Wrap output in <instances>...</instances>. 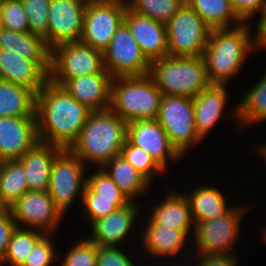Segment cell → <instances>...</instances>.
<instances>
[{
  "instance_id": "44dd1931",
  "label": "cell",
  "mask_w": 266,
  "mask_h": 266,
  "mask_svg": "<svg viewBox=\"0 0 266 266\" xmlns=\"http://www.w3.org/2000/svg\"><path fill=\"white\" fill-rule=\"evenodd\" d=\"M112 76L95 73L67 79L61 86L92 112L110 108Z\"/></svg>"
},
{
  "instance_id": "7a4b0ae2",
  "label": "cell",
  "mask_w": 266,
  "mask_h": 266,
  "mask_svg": "<svg viewBox=\"0 0 266 266\" xmlns=\"http://www.w3.org/2000/svg\"><path fill=\"white\" fill-rule=\"evenodd\" d=\"M252 26L244 23L236 28L212 29L203 54L211 84H228L243 69L248 55L257 50Z\"/></svg>"
},
{
  "instance_id": "836d02e7",
  "label": "cell",
  "mask_w": 266,
  "mask_h": 266,
  "mask_svg": "<svg viewBox=\"0 0 266 266\" xmlns=\"http://www.w3.org/2000/svg\"><path fill=\"white\" fill-rule=\"evenodd\" d=\"M82 215L90 225L103 217L108 216L118 208L128 205L130 199H105L96 198V194L86 185L82 196Z\"/></svg>"
},
{
  "instance_id": "f546056e",
  "label": "cell",
  "mask_w": 266,
  "mask_h": 266,
  "mask_svg": "<svg viewBox=\"0 0 266 266\" xmlns=\"http://www.w3.org/2000/svg\"><path fill=\"white\" fill-rule=\"evenodd\" d=\"M211 29L236 28L245 22L237 15L230 0H185Z\"/></svg>"
},
{
  "instance_id": "b9f144b4",
  "label": "cell",
  "mask_w": 266,
  "mask_h": 266,
  "mask_svg": "<svg viewBox=\"0 0 266 266\" xmlns=\"http://www.w3.org/2000/svg\"><path fill=\"white\" fill-rule=\"evenodd\" d=\"M230 2L237 15L245 23L252 22L256 15L260 19L266 13V0H230Z\"/></svg>"
},
{
  "instance_id": "603a6c76",
  "label": "cell",
  "mask_w": 266,
  "mask_h": 266,
  "mask_svg": "<svg viewBox=\"0 0 266 266\" xmlns=\"http://www.w3.org/2000/svg\"><path fill=\"white\" fill-rule=\"evenodd\" d=\"M227 84H210L193 98L197 133L204 140L222 117L228 104Z\"/></svg>"
},
{
  "instance_id": "d4e9b609",
  "label": "cell",
  "mask_w": 266,
  "mask_h": 266,
  "mask_svg": "<svg viewBox=\"0 0 266 266\" xmlns=\"http://www.w3.org/2000/svg\"><path fill=\"white\" fill-rule=\"evenodd\" d=\"M201 184L192 187V190L190 188L189 192H183L189 202L194 224L220 218L235 207L234 204L228 205L229 202L226 200L228 197L221 189Z\"/></svg>"
},
{
  "instance_id": "f907efd6",
  "label": "cell",
  "mask_w": 266,
  "mask_h": 266,
  "mask_svg": "<svg viewBox=\"0 0 266 266\" xmlns=\"http://www.w3.org/2000/svg\"><path fill=\"white\" fill-rule=\"evenodd\" d=\"M3 29V24L1 22V16H0V31Z\"/></svg>"
},
{
  "instance_id": "ab89813d",
  "label": "cell",
  "mask_w": 266,
  "mask_h": 266,
  "mask_svg": "<svg viewBox=\"0 0 266 266\" xmlns=\"http://www.w3.org/2000/svg\"><path fill=\"white\" fill-rule=\"evenodd\" d=\"M51 236V237H50ZM53 234H45L34 246L22 266H51L58 260V253L52 241Z\"/></svg>"
},
{
  "instance_id": "ee69618b",
  "label": "cell",
  "mask_w": 266,
  "mask_h": 266,
  "mask_svg": "<svg viewBox=\"0 0 266 266\" xmlns=\"http://www.w3.org/2000/svg\"><path fill=\"white\" fill-rule=\"evenodd\" d=\"M16 227L10 208L0 210V262L7 252L8 244Z\"/></svg>"
},
{
  "instance_id": "ffe728a7",
  "label": "cell",
  "mask_w": 266,
  "mask_h": 266,
  "mask_svg": "<svg viewBox=\"0 0 266 266\" xmlns=\"http://www.w3.org/2000/svg\"><path fill=\"white\" fill-rule=\"evenodd\" d=\"M163 185L164 196L161 195L159 202L152 203L151 211L147 214L150 215L144 223H157L182 230L192 239L195 224L186 196L179 190H170L172 187L165 190V183Z\"/></svg>"
},
{
  "instance_id": "4dcf8cb0",
  "label": "cell",
  "mask_w": 266,
  "mask_h": 266,
  "mask_svg": "<svg viewBox=\"0 0 266 266\" xmlns=\"http://www.w3.org/2000/svg\"><path fill=\"white\" fill-rule=\"evenodd\" d=\"M28 191L26 174L19 160L0 161V195L10 207Z\"/></svg>"
},
{
  "instance_id": "e575fe53",
  "label": "cell",
  "mask_w": 266,
  "mask_h": 266,
  "mask_svg": "<svg viewBox=\"0 0 266 266\" xmlns=\"http://www.w3.org/2000/svg\"><path fill=\"white\" fill-rule=\"evenodd\" d=\"M120 154L151 184L155 179L156 174H165V171L147 152H145L142 148L133 145L128 139H126Z\"/></svg>"
},
{
  "instance_id": "e0dca14e",
  "label": "cell",
  "mask_w": 266,
  "mask_h": 266,
  "mask_svg": "<svg viewBox=\"0 0 266 266\" xmlns=\"http://www.w3.org/2000/svg\"><path fill=\"white\" fill-rule=\"evenodd\" d=\"M140 236L138 237L139 246H143V251H146V255L151 258L165 260L170 258L176 263V258L185 254L192 253V239L182 230L174 229L165 225L157 223H144ZM188 245L190 248H188ZM185 248V249H184ZM176 255V256H175ZM156 257V258H155ZM158 257V258H157Z\"/></svg>"
},
{
  "instance_id": "484cf974",
  "label": "cell",
  "mask_w": 266,
  "mask_h": 266,
  "mask_svg": "<svg viewBox=\"0 0 266 266\" xmlns=\"http://www.w3.org/2000/svg\"><path fill=\"white\" fill-rule=\"evenodd\" d=\"M0 48L18 52L35 62L48 76L51 68V48L44 38L29 32H14L3 28L0 31Z\"/></svg>"
},
{
  "instance_id": "9a60e30c",
  "label": "cell",
  "mask_w": 266,
  "mask_h": 266,
  "mask_svg": "<svg viewBox=\"0 0 266 266\" xmlns=\"http://www.w3.org/2000/svg\"><path fill=\"white\" fill-rule=\"evenodd\" d=\"M127 139L147 152L166 171L170 163L183 158L171 145L166 132L156 119L130 121ZM176 160V161H175Z\"/></svg>"
},
{
  "instance_id": "ba28073f",
  "label": "cell",
  "mask_w": 266,
  "mask_h": 266,
  "mask_svg": "<svg viewBox=\"0 0 266 266\" xmlns=\"http://www.w3.org/2000/svg\"><path fill=\"white\" fill-rule=\"evenodd\" d=\"M95 73H108L102 51L81 41L61 43L51 49L52 83L61 86L67 79Z\"/></svg>"
},
{
  "instance_id": "1f68e13d",
  "label": "cell",
  "mask_w": 266,
  "mask_h": 266,
  "mask_svg": "<svg viewBox=\"0 0 266 266\" xmlns=\"http://www.w3.org/2000/svg\"><path fill=\"white\" fill-rule=\"evenodd\" d=\"M45 234L37 229L16 227L8 244L7 252L0 262V266L6 263L8 266H22L35 244Z\"/></svg>"
},
{
  "instance_id": "30bf717a",
  "label": "cell",
  "mask_w": 266,
  "mask_h": 266,
  "mask_svg": "<svg viewBox=\"0 0 266 266\" xmlns=\"http://www.w3.org/2000/svg\"><path fill=\"white\" fill-rule=\"evenodd\" d=\"M87 166L70 150L62 149L51 168L48 193L65 214L75 200L82 199L87 183Z\"/></svg>"
},
{
  "instance_id": "3957f363",
  "label": "cell",
  "mask_w": 266,
  "mask_h": 266,
  "mask_svg": "<svg viewBox=\"0 0 266 266\" xmlns=\"http://www.w3.org/2000/svg\"><path fill=\"white\" fill-rule=\"evenodd\" d=\"M127 124L110 108L91 112L70 150L86 166L94 163L101 169L120 154L127 139Z\"/></svg>"
},
{
  "instance_id": "5bb4252c",
  "label": "cell",
  "mask_w": 266,
  "mask_h": 266,
  "mask_svg": "<svg viewBox=\"0 0 266 266\" xmlns=\"http://www.w3.org/2000/svg\"><path fill=\"white\" fill-rule=\"evenodd\" d=\"M88 0H51L49 7L47 45L80 41Z\"/></svg>"
},
{
  "instance_id": "4316f807",
  "label": "cell",
  "mask_w": 266,
  "mask_h": 266,
  "mask_svg": "<svg viewBox=\"0 0 266 266\" xmlns=\"http://www.w3.org/2000/svg\"><path fill=\"white\" fill-rule=\"evenodd\" d=\"M101 169L131 201L138 202L139 196L146 195L152 188V184L121 154L115 156Z\"/></svg>"
},
{
  "instance_id": "6da1fadb",
  "label": "cell",
  "mask_w": 266,
  "mask_h": 266,
  "mask_svg": "<svg viewBox=\"0 0 266 266\" xmlns=\"http://www.w3.org/2000/svg\"><path fill=\"white\" fill-rule=\"evenodd\" d=\"M91 112L62 86L48 80L36 95L39 141L70 149Z\"/></svg>"
},
{
  "instance_id": "ac0fdd59",
  "label": "cell",
  "mask_w": 266,
  "mask_h": 266,
  "mask_svg": "<svg viewBox=\"0 0 266 266\" xmlns=\"http://www.w3.org/2000/svg\"><path fill=\"white\" fill-rule=\"evenodd\" d=\"M38 141L36 117H0V161L19 160Z\"/></svg>"
},
{
  "instance_id": "681fc988",
  "label": "cell",
  "mask_w": 266,
  "mask_h": 266,
  "mask_svg": "<svg viewBox=\"0 0 266 266\" xmlns=\"http://www.w3.org/2000/svg\"><path fill=\"white\" fill-rule=\"evenodd\" d=\"M264 233H261V234H263V238L262 239H264L265 240V242H266V229H264V230H262Z\"/></svg>"
},
{
  "instance_id": "5b68a950",
  "label": "cell",
  "mask_w": 266,
  "mask_h": 266,
  "mask_svg": "<svg viewBox=\"0 0 266 266\" xmlns=\"http://www.w3.org/2000/svg\"><path fill=\"white\" fill-rule=\"evenodd\" d=\"M149 75L163 95L195 98L211 84L203 56L155 59Z\"/></svg>"
},
{
  "instance_id": "d6986e66",
  "label": "cell",
  "mask_w": 266,
  "mask_h": 266,
  "mask_svg": "<svg viewBox=\"0 0 266 266\" xmlns=\"http://www.w3.org/2000/svg\"><path fill=\"white\" fill-rule=\"evenodd\" d=\"M124 22L150 62L169 56L166 24L132 11L128 6Z\"/></svg>"
},
{
  "instance_id": "bcb514c9",
  "label": "cell",
  "mask_w": 266,
  "mask_h": 266,
  "mask_svg": "<svg viewBox=\"0 0 266 266\" xmlns=\"http://www.w3.org/2000/svg\"><path fill=\"white\" fill-rule=\"evenodd\" d=\"M256 150V152H258V155L260 157H262V160H264L265 162V166H266V143H262V144H259L258 146H255L254 147Z\"/></svg>"
},
{
  "instance_id": "8d00e7d4",
  "label": "cell",
  "mask_w": 266,
  "mask_h": 266,
  "mask_svg": "<svg viewBox=\"0 0 266 266\" xmlns=\"http://www.w3.org/2000/svg\"><path fill=\"white\" fill-rule=\"evenodd\" d=\"M27 14L30 32L45 39L47 43V27L51 0H21Z\"/></svg>"
},
{
  "instance_id": "cb8c5ba5",
  "label": "cell",
  "mask_w": 266,
  "mask_h": 266,
  "mask_svg": "<svg viewBox=\"0 0 266 266\" xmlns=\"http://www.w3.org/2000/svg\"><path fill=\"white\" fill-rule=\"evenodd\" d=\"M61 150L55 145L38 141L19 159L26 174L28 190L48 191L51 168Z\"/></svg>"
},
{
  "instance_id": "f35d334b",
  "label": "cell",
  "mask_w": 266,
  "mask_h": 266,
  "mask_svg": "<svg viewBox=\"0 0 266 266\" xmlns=\"http://www.w3.org/2000/svg\"><path fill=\"white\" fill-rule=\"evenodd\" d=\"M87 176L86 185L96 194V198L129 199L102 170L94 169V173Z\"/></svg>"
},
{
  "instance_id": "2e32d148",
  "label": "cell",
  "mask_w": 266,
  "mask_h": 266,
  "mask_svg": "<svg viewBox=\"0 0 266 266\" xmlns=\"http://www.w3.org/2000/svg\"><path fill=\"white\" fill-rule=\"evenodd\" d=\"M141 208L140 202L131 201L108 216L94 221L90 225L91 235L87 238L99 246L122 247L123 244H128L125 241H128V235L135 229L136 219L142 215L140 213L144 208Z\"/></svg>"
},
{
  "instance_id": "8fae6325",
  "label": "cell",
  "mask_w": 266,
  "mask_h": 266,
  "mask_svg": "<svg viewBox=\"0 0 266 266\" xmlns=\"http://www.w3.org/2000/svg\"><path fill=\"white\" fill-rule=\"evenodd\" d=\"M126 0H88L81 42L104 51L124 21Z\"/></svg>"
},
{
  "instance_id": "f1b7e54d",
  "label": "cell",
  "mask_w": 266,
  "mask_h": 266,
  "mask_svg": "<svg viewBox=\"0 0 266 266\" xmlns=\"http://www.w3.org/2000/svg\"><path fill=\"white\" fill-rule=\"evenodd\" d=\"M35 108L32 90L0 80V117H36Z\"/></svg>"
},
{
  "instance_id": "8992f818",
  "label": "cell",
  "mask_w": 266,
  "mask_h": 266,
  "mask_svg": "<svg viewBox=\"0 0 266 266\" xmlns=\"http://www.w3.org/2000/svg\"><path fill=\"white\" fill-rule=\"evenodd\" d=\"M156 120L183 158L203 140L197 133L193 98L163 95Z\"/></svg>"
},
{
  "instance_id": "9c48e42d",
  "label": "cell",
  "mask_w": 266,
  "mask_h": 266,
  "mask_svg": "<svg viewBox=\"0 0 266 266\" xmlns=\"http://www.w3.org/2000/svg\"><path fill=\"white\" fill-rule=\"evenodd\" d=\"M169 56H203L212 29L185 2L166 24Z\"/></svg>"
},
{
  "instance_id": "4fadbf2b",
  "label": "cell",
  "mask_w": 266,
  "mask_h": 266,
  "mask_svg": "<svg viewBox=\"0 0 266 266\" xmlns=\"http://www.w3.org/2000/svg\"><path fill=\"white\" fill-rule=\"evenodd\" d=\"M9 208L17 227L37 229L46 234L57 233L65 216L48 191L28 190Z\"/></svg>"
},
{
  "instance_id": "60d3db41",
  "label": "cell",
  "mask_w": 266,
  "mask_h": 266,
  "mask_svg": "<svg viewBox=\"0 0 266 266\" xmlns=\"http://www.w3.org/2000/svg\"><path fill=\"white\" fill-rule=\"evenodd\" d=\"M120 246H99L97 245L96 266H138L128 251ZM126 251V252H125Z\"/></svg>"
},
{
  "instance_id": "83f0119b",
  "label": "cell",
  "mask_w": 266,
  "mask_h": 266,
  "mask_svg": "<svg viewBox=\"0 0 266 266\" xmlns=\"http://www.w3.org/2000/svg\"><path fill=\"white\" fill-rule=\"evenodd\" d=\"M239 102L231 110L239 128L266 122V71Z\"/></svg>"
},
{
  "instance_id": "7402d4cb",
  "label": "cell",
  "mask_w": 266,
  "mask_h": 266,
  "mask_svg": "<svg viewBox=\"0 0 266 266\" xmlns=\"http://www.w3.org/2000/svg\"><path fill=\"white\" fill-rule=\"evenodd\" d=\"M0 80L26 87L37 95L49 76L18 52L0 48Z\"/></svg>"
},
{
  "instance_id": "d6a6232c",
  "label": "cell",
  "mask_w": 266,
  "mask_h": 266,
  "mask_svg": "<svg viewBox=\"0 0 266 266\" xmlns=\"http://www.w3.org/2000/svg\"><path fill=\"white\" fill-rule=\"evenodd\" d=\"M185 0H127V6L141 15L167 24Z\"/></svg>"
},
{
  "instance_id": "7bdbcfd3",
  "label": "cell",
  "mask_w": 266,
  "mask_h": 266,
  "mask_svg": "<svg viewBox=\"0 0 266 266\" xmlns=\"http://www.w3.org/2000/svg\"><path fill=\"white\" fill-rule=\"evenodd\" d=\"M189 256L188 260H191L194 266H238V262H240L239 257L237 258V255L232 254L207 253L190 254Z\"/></svg>"
},
{
  "instance_id": "f6af8a7d",
  "label": "cell",
  "mask_w": 266,
  "mask_h": 266,
  "mask_svg": "<svg viewBox=\"0 0 266 266\" xmlns=\"http://www.w3.org/2000/svg\"><path fill=\"white\" fill-rule=\"evenodd\" d=\"M255 23L257 25H255ZM254 23L256 29L257 51L266 50V13Z\"/></svg>"
},
{
  "instance_id": "c3c4849f",
  "label": "cell",
  "mask_w": 266,
  "mask_h": 266,
  "mask_svg": "<svg viewBox=\"0 0 266 266\" xmlns=\"http://www.w3.org/2000/svg\"><path fill=\"white\" fill-rule=\"evenodd\" d=\"M7 206L3 203L2 199H1V195H0V210L6 209Z\"/></svg>"
},
{
  "instance_id": "7dc6e473",
  "label": "cell",
  "mask_w": 266,
  "mask_h": 266,
  "mask_svg": "<svg viewBox=\"0 0 266 266\" xmlns=\"http://www.w3.org/2000/svg\"><path fill=\"white\" fill-rule=\"evenodd\" d=\"M178 261H179V263L177 262L176 264L173 262L172 263V260H170L171 262L168 264L169 266H194V264L193 263H191V260L190 261H187V259H182L184 262H185V264H184V262L183 261H181L180 259H177ZM187 261V264H186V261Z\"/></svg>"
},
{
  "instance_id": "52a82bcc",
  "label": "cell",
  "mask_w": 266,
  "mask_h": 266,
  "mask_svg": "<svg viewBox=\"0 0 266 266\" xmlns=\"http://www.w3.org/2000/svg\"><path fill=\"white\" fill-rule=\"evenodd\" d=\"M247 209L245 203L240 204L220 218L196 223L192 238L193 254L237 255L234 252L236 249L234 245H238L241 238L240 232L243 230L240 229L243 226V217L246 211L249 212Z\"/></svg>"
},
{
  "instance_id": "7c38bea8",
  "label": "cell",
  "mask_w": 266,
  "mask_h": 266,
  "mask_svg": "<svg viewBox=\"0 0 266 266\" xmlns=\"http://www.w3.org/2000/svg\"><path fill=\"white\" fill-rule=\"evenodd\" d=\"M105 70L114 78L149 74L151 62L142 53L131 30L123 21L103 51Z\"/></svg>"
},
{
  "instance_id": "74e56055",
  "label": "cell",
  "mask_w": 266,
  "mask_h": 266,
  "mask_svg": "<svg viewBox=\"0 0 266 266\" xmlns=\"http://www.w3.org/2000/svg\"><path fill=\"white\" fill-rule=\"evenodd\" d=\"M0 16L3 28L14 32L30 31L21 0H2Z\"/></svg>"
},
{
  "instance_id": "277c9868",
  "label": "cell",
  "mask_w": 266,
  "mask_h": 266,
  "mask_svg": "<svg viewBox=\"0 0 266 266\" xmlns=\"http://www.w3.org/2000/svg\"><path fill=\"white\" fill-rule=\"evenodd\" d=\"M162 97L149 74L112 78L110 109L127 123L156 119Z\"/></svg>"
},
{
  "instance_id": "d590c367",
  "label": "cell",
  "mask_w": 266,
  "mask_h": 266,
  "mask_svg": "<svg viewBox=\"0 0 266 266\" xmlns=\"http://www.w3.org/2000/svg\"><path fill=\"white\" fill-rule=\"evenodd\" d=\"M74 242L73 246L69 247V250L67 249L64 258H58V260H62L59 266H96L97 244L86 237Z\"/></svg>"
}]
</instances>
